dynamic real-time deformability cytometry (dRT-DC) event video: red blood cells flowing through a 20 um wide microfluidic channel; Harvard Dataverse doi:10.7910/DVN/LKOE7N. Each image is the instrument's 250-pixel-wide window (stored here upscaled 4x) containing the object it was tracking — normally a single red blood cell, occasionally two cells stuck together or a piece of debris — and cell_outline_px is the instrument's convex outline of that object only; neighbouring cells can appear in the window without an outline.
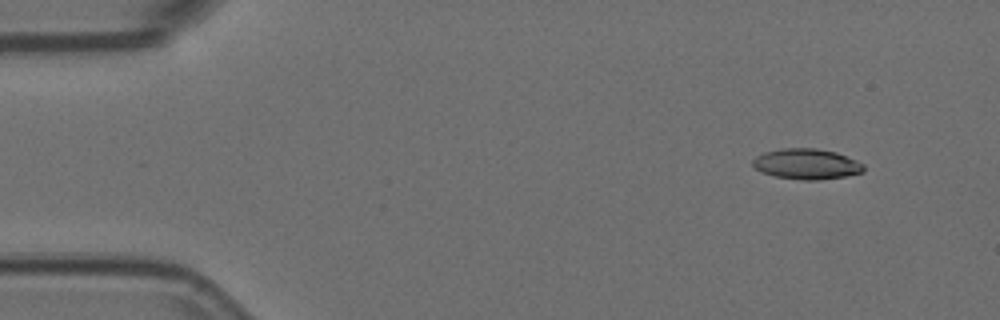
{"species": "Egyptian fruit bat (a non-hibernating species)", "species_latin": "Rousettus aegyptiacus", "temperature_condition": "room temperature", "stored_images_in_passage": 4, "camera_frame_rate_fps": 3000, "um_per_image_px": 0.085, "animal": {"sex": "female"}, "frame": {"image": 1, "passage_image": 2, "time_ms": 0.333, "image_size_px": [1000, 320], "cell_outline_px": [[864, 172], [844, 176], [816, 180], [804, 180], [776, 176], [760, 172], [752, 164], [752, 160], [756, 156], [764, 152], [780, 148], [816, 148], [836, 152], [856, 160], [864, 164]], "centroid_in_image_um": [68.55, 13.93], "position_along_channel_um": 16.5, "area_um2": 19.71}}